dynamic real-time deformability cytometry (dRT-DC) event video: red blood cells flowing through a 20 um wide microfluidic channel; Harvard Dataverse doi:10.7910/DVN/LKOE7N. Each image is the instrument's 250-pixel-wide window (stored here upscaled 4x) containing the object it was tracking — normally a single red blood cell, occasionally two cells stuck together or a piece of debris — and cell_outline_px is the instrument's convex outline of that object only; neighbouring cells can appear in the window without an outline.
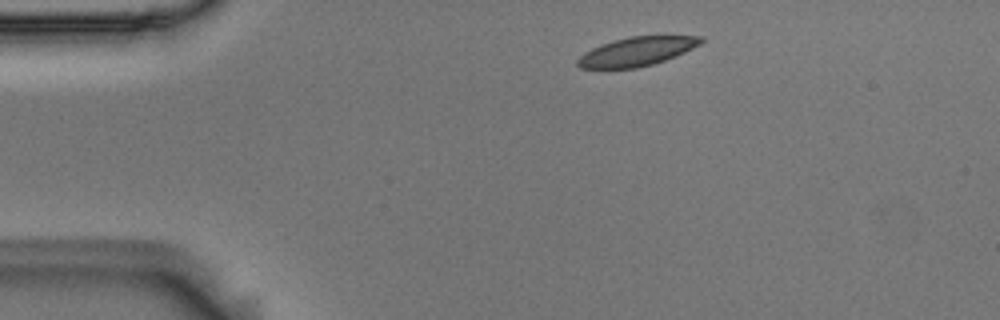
{"species": "Egyptian fruit bat (a non-hibernating species)", "species_latin": "Rousettus aegyptiacus", "temperature_condition": "room temperature", "stored_images_in_passage": 5, "camera_frame_rate_fps": 3000, "um_per_image_px": 0.085, "animal": {"sex": "male"}, "frame": {"image": 1, "passage_image": 1, "time_ms": 0.0, "image_size_px": [1000, 320], "cell_outline_px": [[704, 40], [700, 44], [684, 52], [664, 60], [652, 64], [636, 68], [580, 68], [576, 64], [576, 60], [584, 52], [592, 48], [612, 40], [628, 36], [664, 32], [704, 36]], "centroid_in_image_um": [54.22, 4.3], "position_along_channel_um": 30.8, "area_um2": 21.73}}
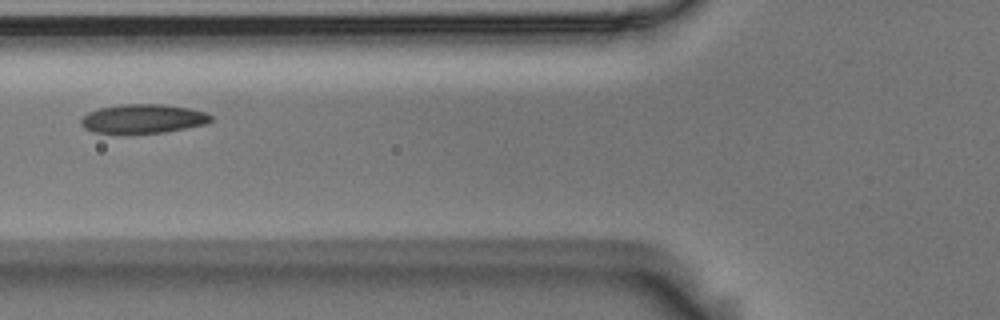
{"frame": {"image": 2, "passage_image": 4, "time_ms": 1.0, "image_size_px": [1000, 320], "cell_outline_px": [[212, 120], [204, 124], [164, 132], [92, 132], [84, 128], [80, 124], [80, 120], [88, 112], [100, 108], [124, 104], [160, 104], [188, 108], [204, 112], [212, 116]], "centroid_in_image_um": [12.13, 10.08], "position_along_channel_um": 113.7, "area_um2": 21.44}}
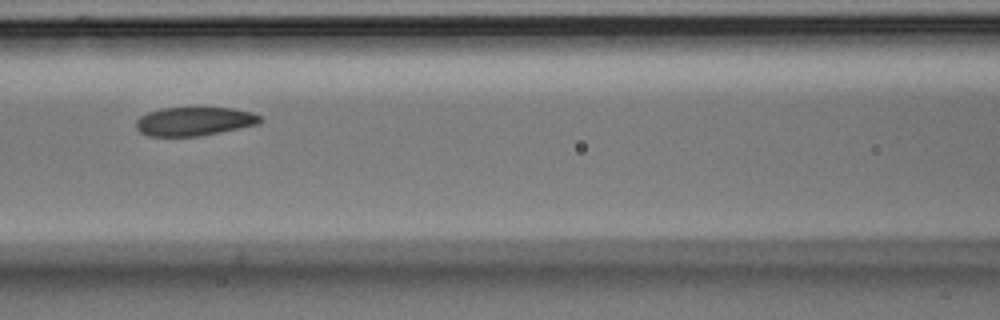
{"frame": {"image": 3, "passage_image": 5, "time_ms": 1.333, "image_size_px": [1000, 320], "cell_outline_px": [[264, 120], [260, 124], [220, 132], [196, 136], [148, 136], [140, 132], [136, 128], [136, 120], [140, 116], [148, 112], [160, 108], [232, 108], [252, 112], [260, 116]], "centroid_in_image_um": [16.52, 10.31], "position_along_channel_um": 150.1, "area_um2": 20.81}}